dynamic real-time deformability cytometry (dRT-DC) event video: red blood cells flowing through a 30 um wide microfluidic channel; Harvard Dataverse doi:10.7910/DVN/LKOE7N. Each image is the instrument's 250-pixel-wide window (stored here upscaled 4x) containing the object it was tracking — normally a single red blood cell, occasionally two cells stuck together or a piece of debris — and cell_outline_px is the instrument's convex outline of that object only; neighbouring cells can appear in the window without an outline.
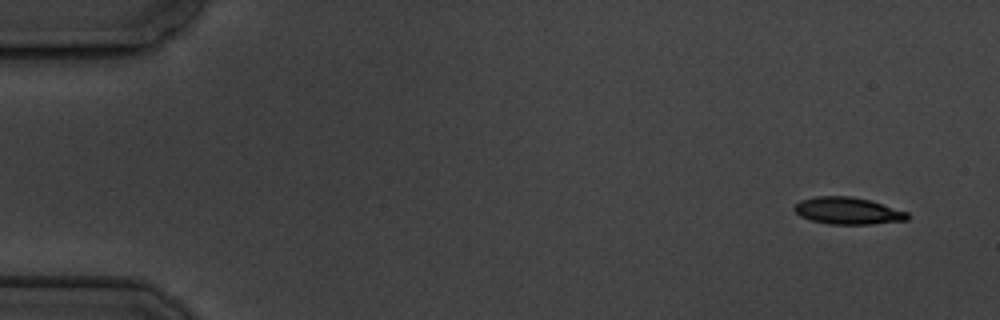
{"species": "common noctule bat (a hibernating species)", "species_latin": "Nyctalus noctula", "temperature_condition": "cold", "stored_images_in_passage": 5, "camera_frame_rate_fps": 3000, "um_per_image_px": 0.085, "animal": {"sex": "male", "body_mass_g": 19.5, "forearm_length_mm": 54.6}, "frame": {"image": 1, "passage_image": 1, "time_ms": 0.0, "image_size_px": [1000, 320], "cell_outline_px": [[908, 220], [872, 224], [828, 224], [812, 220], [800, 216], [792, 208], [800, 200], [816, 196], [852, 196], [868, 200], [908, 212]], "centroid_in_image_um": [72.04, 17.92], "position_along_channel_um": 13.0, "area_um2": 17.69}}
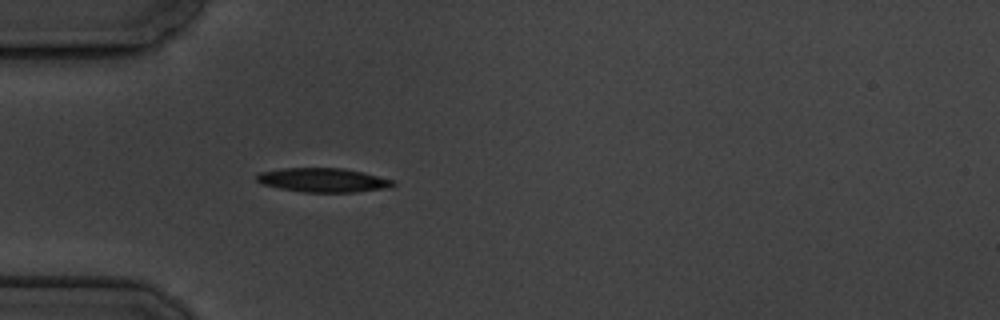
{"frame": {"image": 2, "passage_image": 5, "time_ms": 4.667, "image_size_px": [1000, 320], "cell_outline_px": [[396, 184], [388, 188], [356, 192], [304, 192], [280, 188], [260, 184], [256, 180], [256, 176], [260, 172], [284, 168], [344, 168], [364, 172], [392, 180]], "centroid_in_image_um": [27.46, 15.31], "position_along_channel_um": 57.5, "area_um2": 19.13}}